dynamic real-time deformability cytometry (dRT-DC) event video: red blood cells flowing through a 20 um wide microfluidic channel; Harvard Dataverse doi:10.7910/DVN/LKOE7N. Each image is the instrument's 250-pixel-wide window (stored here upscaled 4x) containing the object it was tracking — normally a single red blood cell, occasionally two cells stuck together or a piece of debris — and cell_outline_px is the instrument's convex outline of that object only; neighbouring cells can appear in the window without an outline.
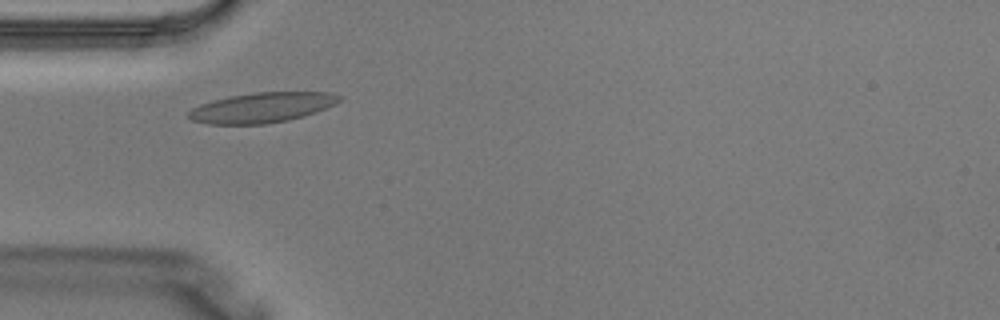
{"species": "Egyptian fruit bat (a non-hibernating species)", "species_latin": "Rousettus aegyptiacus", "temperature_condition": "warm", "stored_images_in_passage": 5, "camera_frame_rate_fps": 3000, "um_per_image_px": 0.085, "animal": {"sex": "male"}, "frame": {"image": 1, "passage_image": 5, "time_ms": 1.333, "image_size_px": [1000, 320], "cell_outline_px": [[344, 96], [336, 104], [316, 112], [288, 120], [264, 124], [208, 124], [192, 120], [188, 116], [188, 112], [192, 108], [200, 104], [212, 100], [228, 96], [256, 92], [332, 92]], "centroid_in_image_um": [22.29, 9.13], "position_along_channel_um": 62.7, "area_um2": 26.53}}